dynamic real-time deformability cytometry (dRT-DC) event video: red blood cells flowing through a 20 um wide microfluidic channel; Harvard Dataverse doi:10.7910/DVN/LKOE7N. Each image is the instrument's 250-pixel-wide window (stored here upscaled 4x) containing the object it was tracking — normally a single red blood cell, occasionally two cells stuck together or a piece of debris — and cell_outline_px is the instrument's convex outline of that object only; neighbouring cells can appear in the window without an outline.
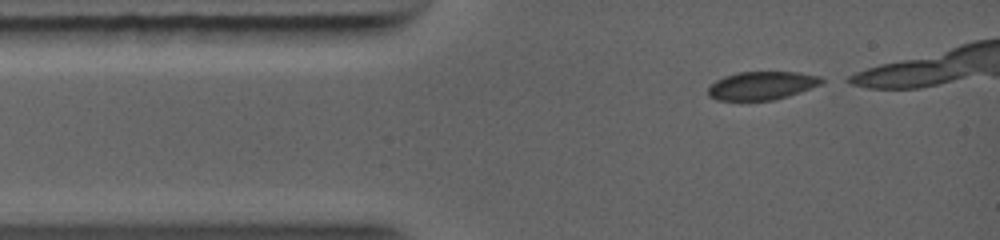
{"species": "common noctule bat (a hibernating species)", "species_latin": "Nyctalus noctula", "temperature_condition": "warm", "stored_images_in_passage": 4, "segment_of_instrument_passage": [1, 2], "camera_frame_rate_fps": 5000, "um_per_image_px": 0.085, "animal": {"sex": "female", "body_mass_g": 19.0, "forearm_length_mm": 56.7}, "frame": {"image": 1, "passage_image": 1, "time_ms": 0.0, "image_size_px": [1000, 240], "cell_outline_px": [[828, 80], [820, 84], [800, 92], [788, 96], [772, 100], [716, 100], [708, 96], [708, 88], [716, 80], [724, 76], [736, 72], [800, 72], [820, 76]], "centroid_in_image_um": [64.77, 7.27], "position_along_channel_um": 20.2, "area_um2": 18.79}}